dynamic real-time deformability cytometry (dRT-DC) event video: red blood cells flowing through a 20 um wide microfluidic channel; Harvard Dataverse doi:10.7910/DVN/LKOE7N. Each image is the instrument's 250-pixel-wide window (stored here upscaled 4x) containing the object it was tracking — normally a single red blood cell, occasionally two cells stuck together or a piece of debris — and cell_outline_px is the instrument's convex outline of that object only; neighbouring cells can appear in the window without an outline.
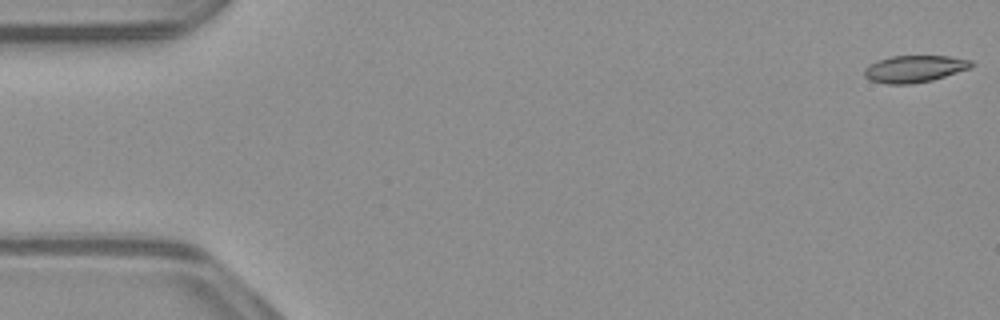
{"species": "common noctule bat (a hibernating species)", "species_latin": "Nyctalus noctula", "temperature_condition": "warm", "stored_images_in_passage": 53, "camera_frame_rate_fps": 3000, "um_per_image_px": 0.085, "animal": {"sex": "male", "body_mass_g": 23.1, "forearm_length_mm": 52.7}, "frame": {"image": 1, "passage_image": 1, "time_ms": 0.0, "image_size_px": [1000, 320], "cell_outline_px": [[976, 64], [972, 68], [932, 80], [912, 84], [884, 84], [868, 80], [864, 76], [864, 68], [868, 64], [876, 60], [892, 56], [948, 56], [972, 60]], "centroid_in_image_um": [77.72, 5.85], "position_along_channel_um": 7.3, "area_um2": 17.17}}
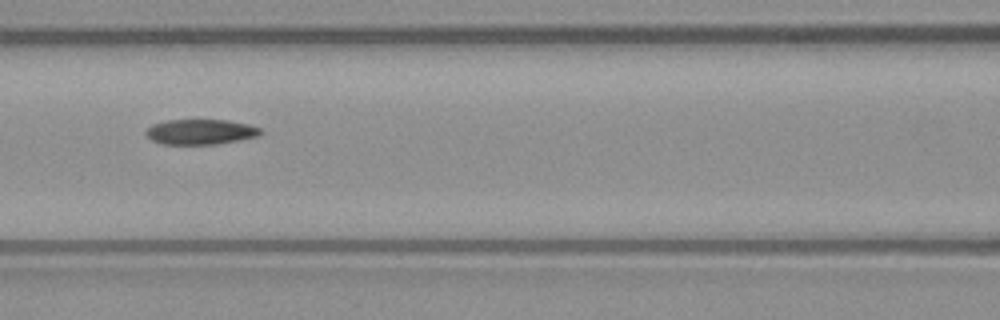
{"frame": {"image": 2, "passage_image": 23, "time_ms": 7.333, "image_size_px": [1000, 320], "cell_outline_px": [[264, 132], [260, 136], [240, 140], [216, 144], [164, 144], [152, 140], [144, 132], [152, 124], [164, 120], [228, 120], [248, 124], [260, 128]], "centroid_in_image_um": [17.08, 11.2], "position_along_channel_um": 149.5, "area_um2": 16.94}}
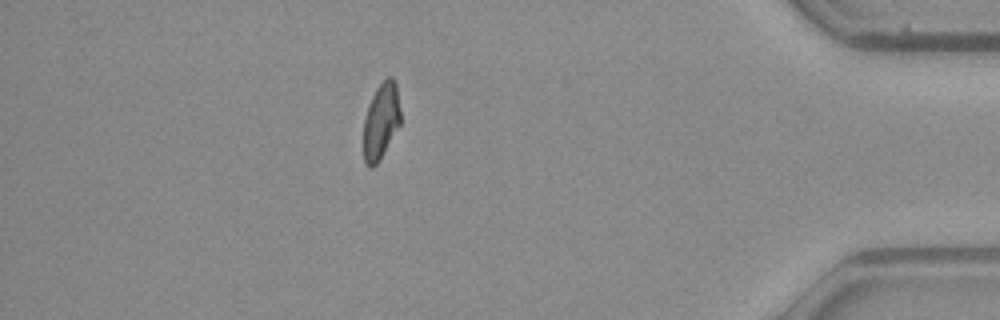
{"frame": {"image": 3, "passage_image": 46, "time_ms": 15.0, "image_size_px": [1000, 320], "cell_outline_px": [[400, 124], [380, 160], [372, 168], [368, 168], [364, 160], [364, 120], [368, 104], [376, 88], [388, 76], [392, 76], [396, 80], [400, 112]], "centroid_in_image_um": [32.39, 10.28], "position_along_channel_um": 402.8, "area_um2": 16.47}, "authors_computed_cell_mechanics": {"area_um2": 17.4556, "velocity_mm_per_s": 3.948, "shape_relaxation_time_tau1_ms": null, "shape_relaxation_time_tau2_ms": 7.0023, "deformation_change_tau1": null, "deformation_change_tau2": 0.1397}}